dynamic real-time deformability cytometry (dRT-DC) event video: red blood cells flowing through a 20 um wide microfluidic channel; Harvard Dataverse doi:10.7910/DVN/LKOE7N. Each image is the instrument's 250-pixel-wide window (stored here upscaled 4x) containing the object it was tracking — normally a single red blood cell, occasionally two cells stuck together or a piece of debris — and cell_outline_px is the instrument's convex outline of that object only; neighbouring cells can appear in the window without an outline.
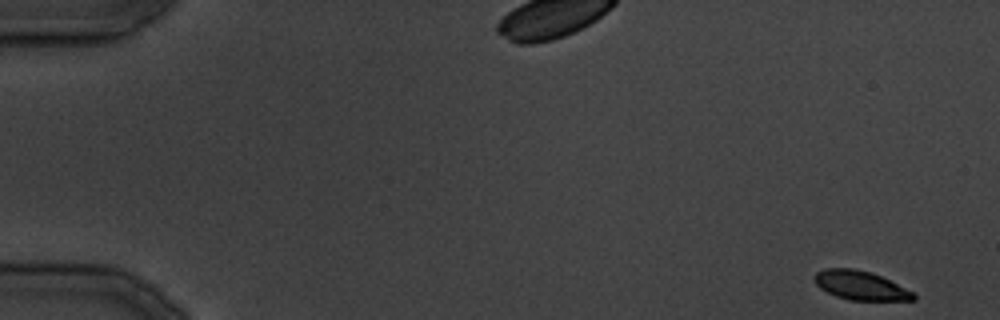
{"species": "common noctule bat (a hibernating species)", "species_latin": "Nyctalus noctula", "temperature_condition": "cold", "stored_images_in_passage": 24, "camera_frame_rate_fps": 3000, "um_per_image_px": 0.085, "animal": {"sex": "male", "body_mass_g": 19.5, "forearm_length_mm": 54.6}, "frame": {"image": 1, "passage_image": 1, "time_ms": 0.0, "image_size_px": [1000, 320], "cell_outline_px": [[916, 300], [848, 300], [836, 296], [820, 288], [812, 280], [812, 276], [816, 272], [824, 268], [852, 268], [868, 272], [880, 276], [916, 292]], "centroid_in_image_um": [73.13, 24.26], "position_along_channel_um": 11.9, "area_um2": 16.82}}